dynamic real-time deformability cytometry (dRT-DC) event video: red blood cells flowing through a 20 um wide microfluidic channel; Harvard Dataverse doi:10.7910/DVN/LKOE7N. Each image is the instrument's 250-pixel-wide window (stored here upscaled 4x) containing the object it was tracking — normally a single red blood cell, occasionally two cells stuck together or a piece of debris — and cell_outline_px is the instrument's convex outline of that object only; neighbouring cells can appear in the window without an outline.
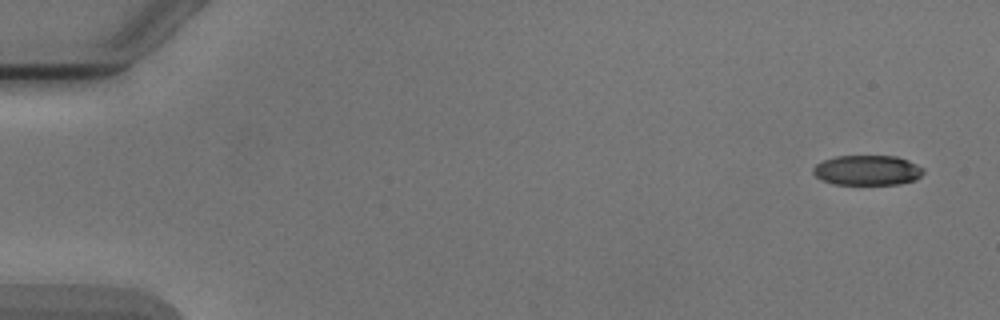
{"species": "Egyptian fruit bat (a non-hibernating species)", "species_latin": "Rousettus aegyptiacus", "temperature_condition": "cold", "stored_images_in_passage": 5, "camera_frame_rate_fps": 3000, "um_per_image_px": 0.085, "animal": {"sex": "male"}, "frame": {"image": 1, "passage_image": 1, "time_ms": 0.0, "image_size_px": [1000, 320], "cell_outline_px": [[924, 172], [916, 180], [900, 184], [832, 184], [816, 176], [812, 172], [812, 168], [816, 164], [824, 160], [836, 156], [896, 156], [908, 160], [924, 168]], "centroid_in_image_um": [73.74, 14.47], "position_along_channel_um": 11.3, "area_um2": 19.31}}
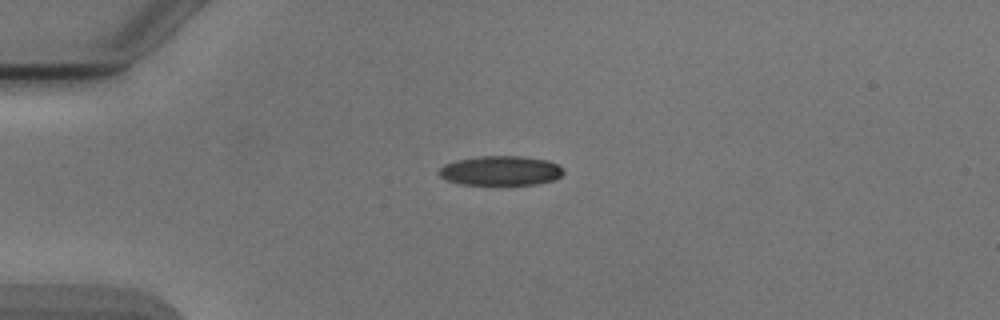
{"frame": {"image": 2, "passage_image": 4, "time_ms": 3.667, "image_size_px": [1000, 320], "cell_outline_px": [[564, 172], [560, 176], [552, 180], [536, 184], [460, 184], [448, 180], [440, 176], [436, 172], [444, 164], [456, 160], [480, 156], [524, 156], [548, 160], [564, 168]], "centroid_in_image_um": [42.55, 14.49], "position_along_channel_um": 42.5, "area_um2": 21.39}}